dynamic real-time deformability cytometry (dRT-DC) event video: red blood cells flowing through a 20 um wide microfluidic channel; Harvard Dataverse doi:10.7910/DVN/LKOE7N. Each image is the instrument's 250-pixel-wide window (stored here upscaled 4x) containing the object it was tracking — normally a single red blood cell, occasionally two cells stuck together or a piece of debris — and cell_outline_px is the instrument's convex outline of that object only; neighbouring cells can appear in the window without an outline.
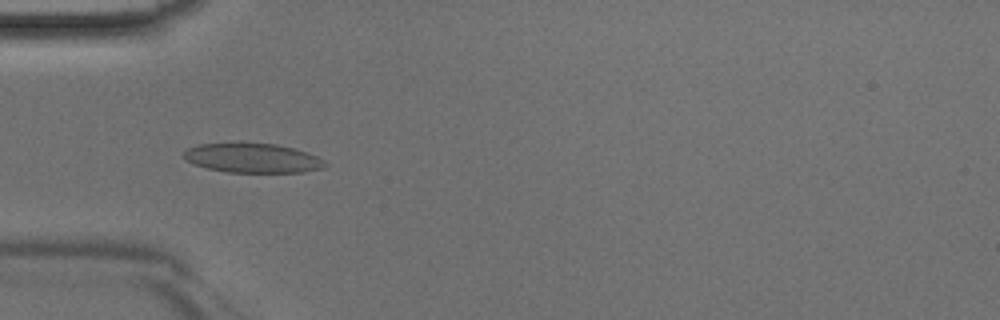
{"species": "Egyptian fruit bat (a non-hibernating species)", "species_latin": "Rousettus aegyptiacus", "temperature_condition": "room temperature", "stored_images_in_passage": 37, "camera_frame_rate_fps": 3000, "um_per_image_px": 0.085, "animal": {"sex": "male"}, "frame": {"image": 1, "passage_image": 6, "time_ms": 1.667, "image_size_px": [1000, 320], "cell_outline_px": [[328, 164], [324, 168], [304, 172], [228, 172], [208, 168], [184, 160], [184, 152], [188, 148], [200, 144], [276, 144], [292, 148], [316, 156], [324, 160]], "centroid_in_image_um": [21.5, 13.45], "position_along_channel_um": 63.5, "area_um2": 23.7}}
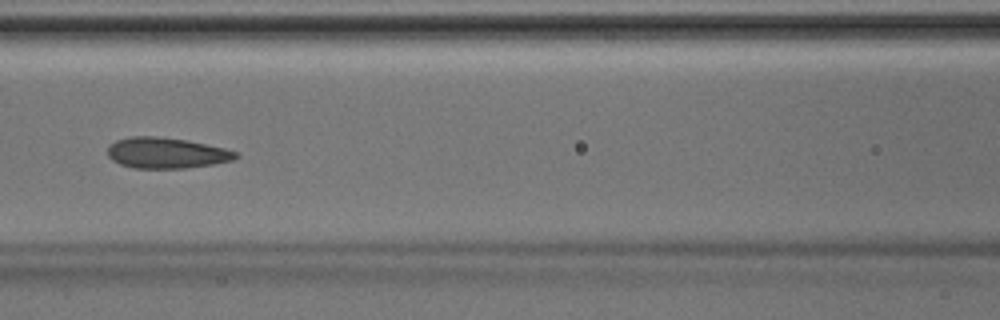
{"frame": {"image": 2, "passage_image": 12, "time_ms": 3.667, "image_size_px": [1000, 320], "cell_outline_px": [[240, 156], [232, 160], [212, 164], [184, 168], [132, 168], [120, 164], [112, 160], [108, 156], [108, 148], [116, 140], [132, 136], [156, 136], [188, 140], [224, 148], [236, 152]], "centroid_in_image_um": [14.13, 13.0], "position_along_channel_um": 152.5, "area_um2": 22.89}}
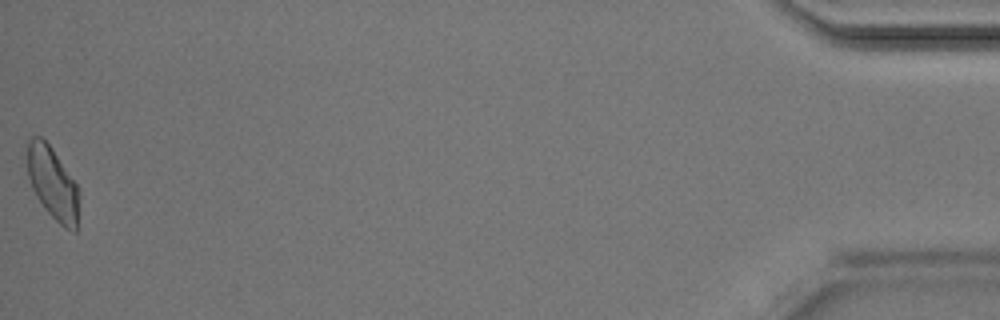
{"frame": {"image": 3, "passage_image": 37, "time_ms": 12.0, "image_size_px": [1000, 320], "cell_outline_px": [[80, 192], [76, 232], [72, 232], [64, 228], [44, 208], [36, 196], [32, 188], [28, 176], [28, 140], [32, 136], [40, 136], [52, 148], [76, 184]], "centroid_in_image_um": [4.5, 15.61], "position_along_channel_um": 430.7, "area_um2": 21.73}}